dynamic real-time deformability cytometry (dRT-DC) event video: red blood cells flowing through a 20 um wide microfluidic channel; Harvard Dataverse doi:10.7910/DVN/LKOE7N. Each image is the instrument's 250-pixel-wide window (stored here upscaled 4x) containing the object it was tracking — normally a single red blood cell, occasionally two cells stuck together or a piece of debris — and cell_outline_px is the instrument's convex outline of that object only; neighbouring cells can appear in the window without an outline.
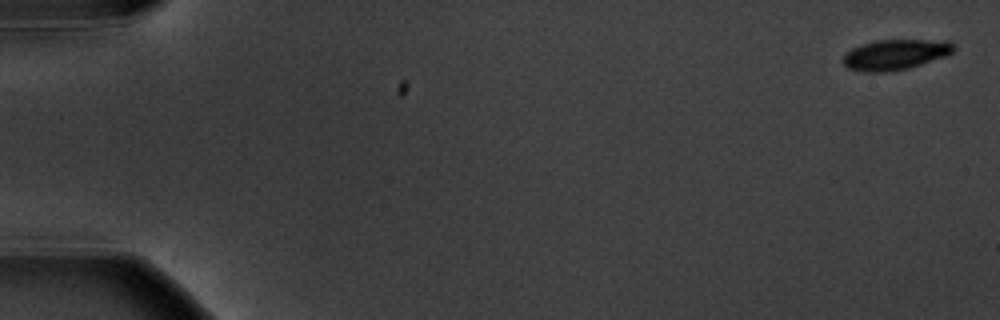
{"species": "common noctule bat (a hibernating species)", "species_latin": "Nyctalus noctula", "temperature_condition": "warm", "stored_images_in_passage": 7, "camera_frame_rate_fps": 3000, "um_per_image_px": 0.085, "animal": {"sex": "male", "body_mass_g": 20.1, "forearm_length_mm": 53.5}, "frame": {"image": 1, "passage_image": 1, "time_ms": 0.0, "image_size_px": [1000, 320], "cell_outline_px": [[956, 48], [948, 56], [908, 68], [884, 72], [864, 72], [848, 68], [844, 64], [844, 56], [852, 48], [860, 44], [876, 40], [952, 40], [956, 44]], "centroid_in_image_um": [76.17, 4.62], "position_along_channel_um": 8.8, "area_um2": 19.77}}